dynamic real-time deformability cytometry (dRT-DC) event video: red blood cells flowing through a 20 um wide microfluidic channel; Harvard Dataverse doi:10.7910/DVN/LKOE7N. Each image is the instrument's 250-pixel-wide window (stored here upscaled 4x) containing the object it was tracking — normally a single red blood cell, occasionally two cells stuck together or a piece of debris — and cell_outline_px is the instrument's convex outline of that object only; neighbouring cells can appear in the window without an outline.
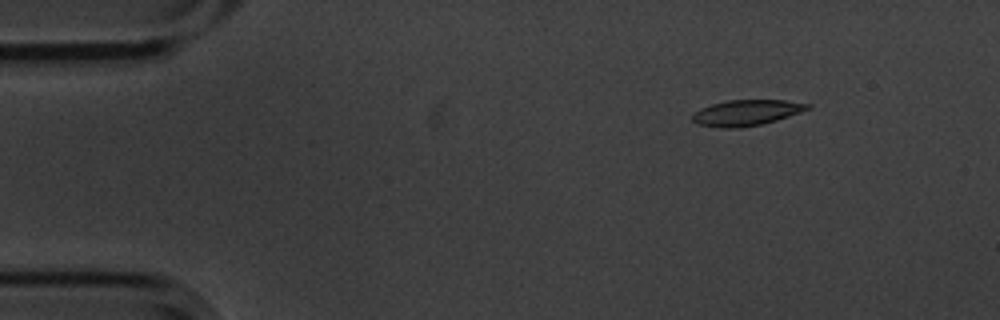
{"species": "common noctule bat (a hibernating species)", "species_latin": "Nyctalus noctula", "temperature_condition": "cold", "stored_images_in_passage": 51, "camera_frame_rate_fps": 3000, "um_per_image_px": 0.085, "animal": {"sex": "male", "body_mass_g": 20.1, "forearm_length_mm": 53.5}, "frame": {"image": 1, "passage_image": 2, "time_ms": 0.333, "image_size_px": [1000, 320], "cell_outline_px": [[812, 104], [808, 108], [800, 112], [776, 120], [760, 124], [740, 128], [720, 128], [696, 124], [692, 120], [692, 116], [700, 108], [712, 104], [728, 100], [784, 100]], "centroid_in_image_um": [63.41, 9.58], "position_along_channel_um": 21.6, "area_um2": 17.17}}
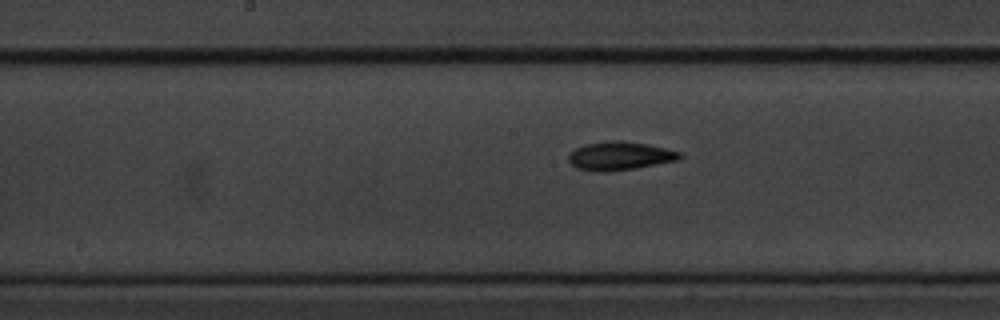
{"frame": {"image": 2, "passage_image": 23, "time_ms": 7.333, "image_size_px": [1000, 320], "cell_outline_px": [[684, 156], [680, 160], [636, 168], [604, 172], [600, 172], [576, 168], [568, 160], [568, 152], [584, 144], [608, 140], [620, 140], [648, 144], [680, 152]], "centroid_in_image_um": [52.68, 13.24], "position_along_channel_um": 195.5, "area_um2": 18.67}}
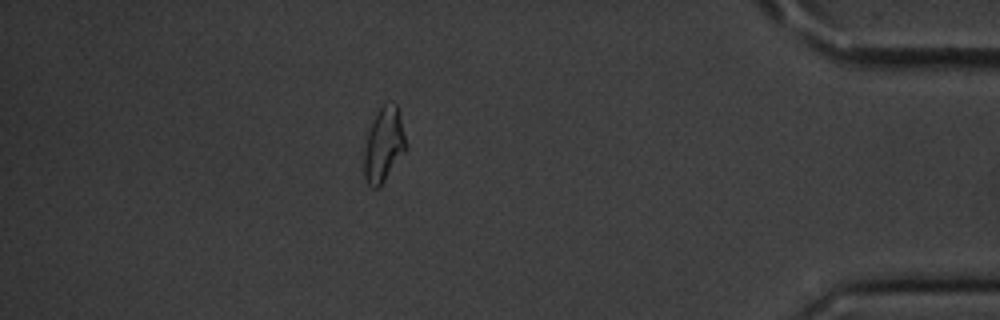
{"frame": {"image": 3, "passage_image": 44, "time_ms": 14.333, "image_size_px": [1000, 320], "cell_outline_px": [[408, 148], [380, 188], [372, 188], [364, 180], [364, 148], [368, 132], [372, 120], [376, 112], [384, 104], [396, 104]], "centroid_in_image_um": [32.61, 12.38], "position_along_channel_um": 402.6, "area_um2": 18.26}, "authors_computed_cell_mechanics": {"area_um2": 17.5134, "velocity_mm_per_s": 3.5696, "shape_relaxation_time_tau1_ms": 7.9995, "shape_relaxation_time_tau2_ms": null, "deformation_change_tau1": 0.1974, "deformation_change_tau2": null}}